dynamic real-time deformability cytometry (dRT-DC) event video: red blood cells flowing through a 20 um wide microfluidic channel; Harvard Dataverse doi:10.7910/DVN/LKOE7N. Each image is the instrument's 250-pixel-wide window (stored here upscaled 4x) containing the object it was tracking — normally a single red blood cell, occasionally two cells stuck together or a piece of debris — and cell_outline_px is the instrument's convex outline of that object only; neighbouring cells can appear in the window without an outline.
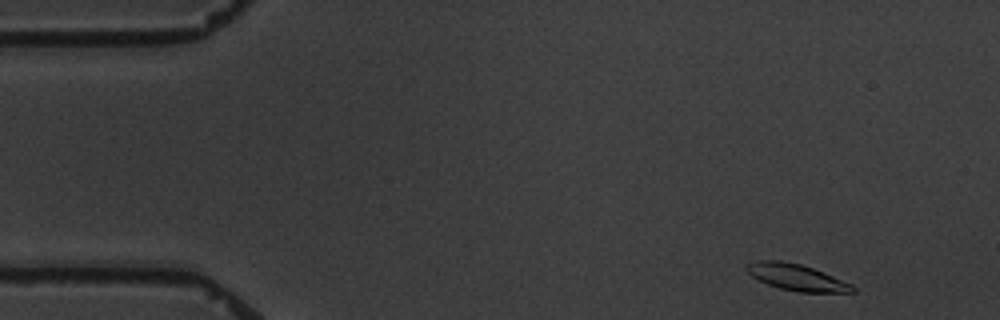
{"species": "common noctule bat (a hibernating species)", "species_latin": "Nyctalus noctula", "temperature_condition": "warm", "stored_images_in_passage": 4, "camera_frame_rate_fps": 3000, "um_per_image_px": 0.085, "animal": {"sex": "male", "body_mass_g": 19.5, "forearm_length_mm": 54.6}, "frame": {"image": 1, "passage_image": 1, "time_ms": 0.0, "image_size_px": [1000, 320], "cell_outline_px": [[856, 292], [800, 292], [780, 288], [768, 284], [752, 276], [744, 268], [744, 264], [756, 260], [780, 260], [800, 264], [812, 268], [852, 284], [856, 288]], "centroid_in_image_um": [67.68, 23.56], "position_along_channel_um": 17.3, "area_um2": 16.18}}
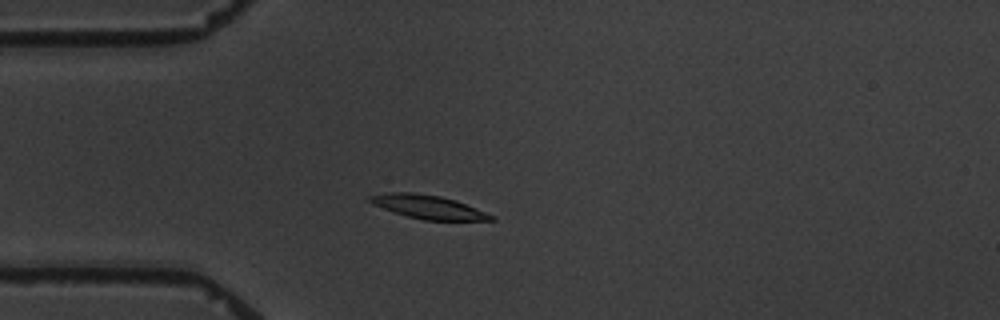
{"frame": {"image": 2, "passage_image": 4, "time_ms": 3.333, "image_size_px": [1000, 320], "cell_outline_px": [[496, 220], [424, 220], [408, 216], [372, 204], [368, 200], [368, 196], [388, 192], [412, 192], [440, 196], [456, 200], [496, 216]], "centroid_in_image_um": [36.42, 17.58], "position_along_channel_um": 48.6, "area_um2": 16.53}}